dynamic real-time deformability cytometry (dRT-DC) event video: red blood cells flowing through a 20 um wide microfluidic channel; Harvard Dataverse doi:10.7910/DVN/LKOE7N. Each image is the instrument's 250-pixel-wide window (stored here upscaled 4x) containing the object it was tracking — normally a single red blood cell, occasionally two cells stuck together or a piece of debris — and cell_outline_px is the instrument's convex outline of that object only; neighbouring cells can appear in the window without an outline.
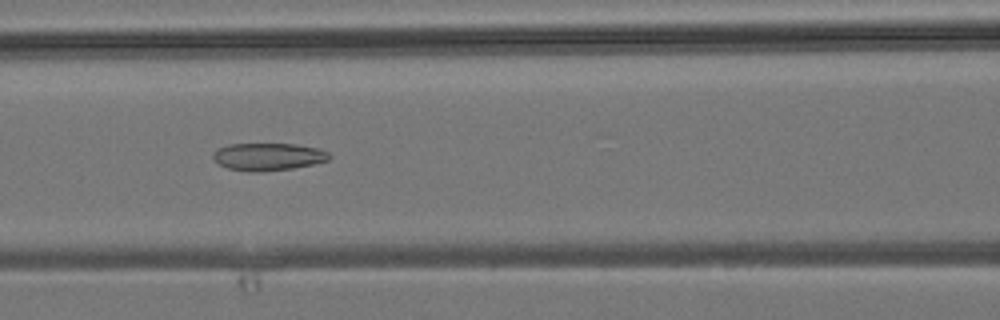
{"species": "common noctule bat (a hibernating species)", "species_latin": "Nyctalus noctula", "temperature_condition": "room temperature", "stored_images_in_passage": 43, "camera_frame_rate_fps": 3000, "um_per_image_px": 0.085, "animal": {"sex": "male", "body_mass_g": 19.2, "forearm_length_mm": 51.8}, "frame": {"image": 1, "passage_image": 18, "time_ms": 5.667, "image_size_px": [1000, 320], "cell_outline_px": [[332, 156], [328, 160], [312, 164], [292, 168], [260, 172], [256, 172], [228, 168], [220, 164], [212, 156], [212, 152], [216, 148], [228, 144], [296, 144], [316, 148], [328, 152]], "centroid_in_image_um": [22.77, 13.31], "position_along_channel_um": 143.8, "area_um2": 18.5}}
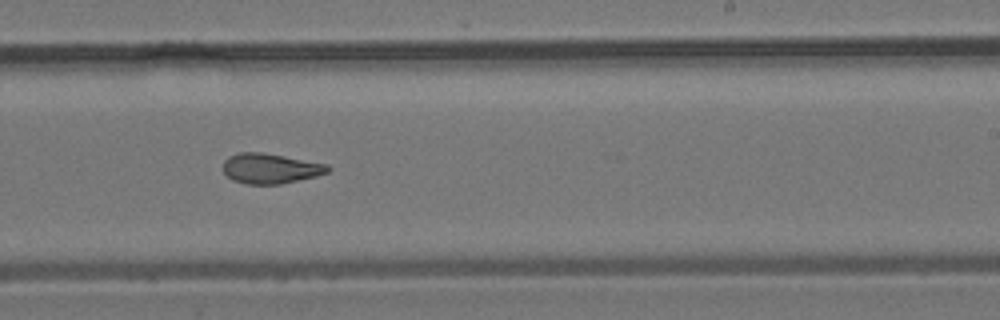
{"frame": {"image": 2, "passage_image": 26, "time_ms": 8.333, "image_size_px": [1000, 320], "cell_outline_px": [[332, 168], [328, 172], [316, 176], [280, 184], [248, 184], [232, 180], [224, 172], [224, 160], [228, 156], [240, 152], [260, 152], [284, 156], [328, 164]], "centroid_in_image_um": [22.99, 14.31], "position_along_channel_um": 266.0, "area_um2": 18.32}}
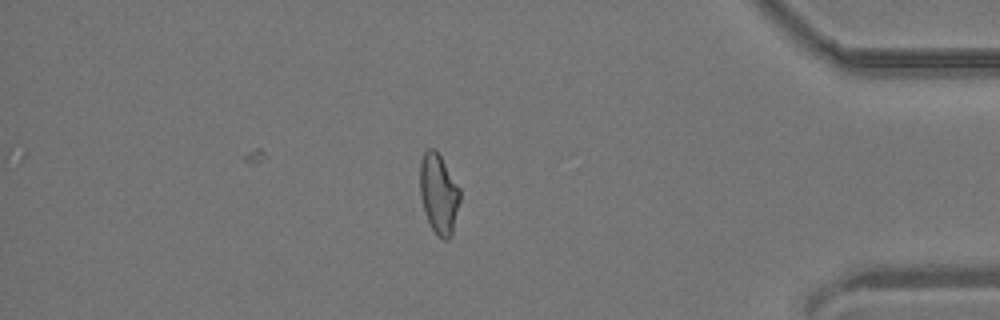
{"frame": {"image": 3, "passage_image": 37, "time_ms": 12.0, "image_size_px": [1000, 320], "cell_outline_px": [[460, 200], [452, 236], [448, 240], [444, 240], [436, 236], [424, 212], [420, 196], [420, 160], [424, 152], [428, 148], [436, 148], [460, 188]], "centroid_in_image_um": [37.29, 16.48], "position_along_channel_um": 397.9, "area_um2": 18.96}}